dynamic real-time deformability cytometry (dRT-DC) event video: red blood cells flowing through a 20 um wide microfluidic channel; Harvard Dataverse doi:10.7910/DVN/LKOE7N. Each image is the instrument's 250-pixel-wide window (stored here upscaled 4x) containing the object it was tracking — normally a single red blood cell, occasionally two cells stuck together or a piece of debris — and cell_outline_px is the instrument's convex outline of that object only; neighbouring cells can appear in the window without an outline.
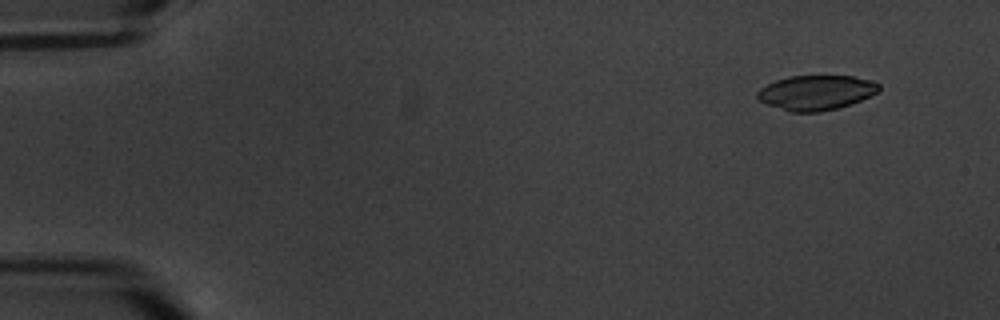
{"species": "common noctule bat (a hibernating species)", "species_latin": "Nyctalus noctula", "temperature_condition": "warm", "stored_images_in_passage": 6, "camera_frame_rate_fps": 3000, "um_per_image_px": 0.085, "animal": {"sex": "male", "body_mass_g": 20.1, "forearm_length_mm": 53.5}, "frame": {"image": 1, "passage_image": 2, "time_ms": 1.333, "image_size_px": [1000, 320], "cell_outline_px": [[880, 88], [876, 92], [852, 104], [820, 112], [788, 112], [768, 104], [760, 100], [756, 96], [756, 92], [760, 88], [776, 80], [788, 76], [852, 76], [868, 80], [880, 84]], "centroid_in_image_um": [69.33, 7.87], "position_along_channel_um": 15.7, "area_um2": 24.45}}
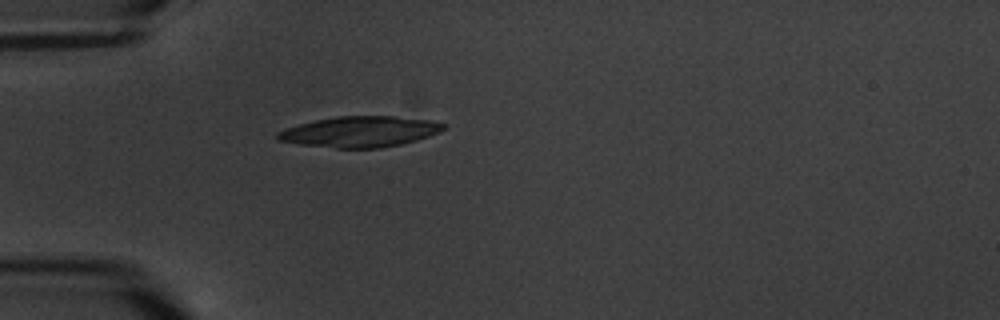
{"frame": {"image": 2, "passage_image": 6, "time_ms": 5.667, "image_size_px": [1000, 320], "cell_outline_px": [[448, 128], [440, 132], [416, 140], [400, 144], [380, 148], [336, 148], [300, 144], [276, 140], [276, 132], [300, 124], [316, 120], [336, 116], [396, 116], [432, 120], [448, 124]], "centroid_in_image_um": [30.65, 11.19], "position_along_channel_um": 54.3, "area_um2": 29.82}}